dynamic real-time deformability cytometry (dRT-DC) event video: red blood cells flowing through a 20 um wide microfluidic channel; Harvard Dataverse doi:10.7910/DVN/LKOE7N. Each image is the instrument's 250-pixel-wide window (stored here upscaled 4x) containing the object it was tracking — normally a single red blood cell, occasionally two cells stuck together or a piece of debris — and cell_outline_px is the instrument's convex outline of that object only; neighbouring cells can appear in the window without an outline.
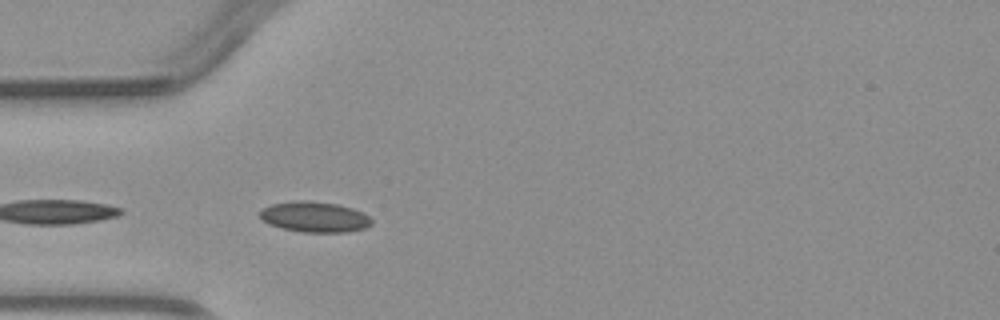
{"species": "common noctule bat (a hibernating species)", "species_latin": "Nyctalus noctula", "temperature_condition": "warm", "stored_images_in_passage": 2, "camera_frame_rate_fps": 3000, "um_per_image_px": 0.085, "animal": {"sex": "male", "body_mass_g": 23.1, "forearm_length_mm": 52.7}, "frame": {"image": 1, "passage_image": 2, "time_ms": 3.667, "image_size_px": [1000, 320], "cell_outline_px": [[372, 224], [364, 228], [348, 232], [304, 232], [280, 228], [268, 224], [260, 216], [260, 212], [264, 208], [272, 204], [292, 200], [308, 200], [336, 204], [352, 208], [368, 216], [372, 220]], "centroid_in_image_um": [26.73, 18.44], "position_along_channel_um": 58.3, "area_um2": 19.83}}